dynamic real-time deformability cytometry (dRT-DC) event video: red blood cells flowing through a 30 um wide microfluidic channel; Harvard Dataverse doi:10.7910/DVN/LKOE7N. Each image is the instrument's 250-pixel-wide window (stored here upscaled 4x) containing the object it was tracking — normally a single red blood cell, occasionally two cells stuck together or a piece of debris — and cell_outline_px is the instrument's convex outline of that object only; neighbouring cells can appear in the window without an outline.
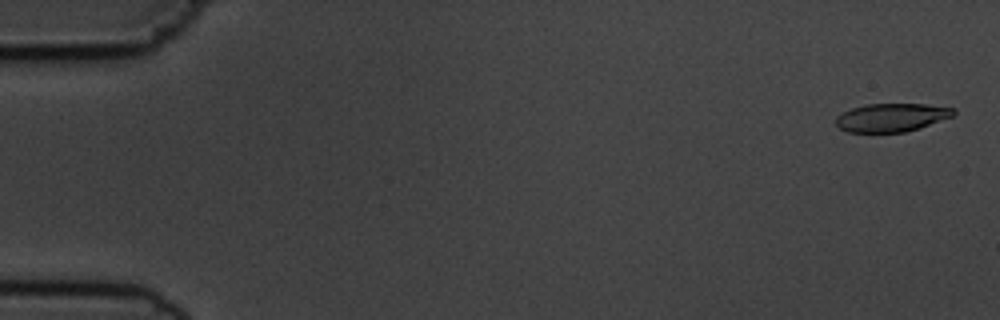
{"species": "common noctule bat (a hibernating species)", "species_latin": "Nyctalus noctula", "temperature_condition": "cold", "stored_images_in_passage": 53, "camera_frame_rate_fps": 3000, "um_per_image_px": 0.085, "animal": {"sex": "male", "body_mass_g": 19.5, "forearm_length_mm": 54.6}, "frame": {"image": 1, "passage_image": 2, "time_ms": 0.333, "image_size_px": [1000, 320], "cell_outline_px": [[956, 112], [952, 116], [920, 128], [904, 132], [848, 132], [840, 128], [836, 124], [836, 116], [852, 108], [864, 104], [924, 104], [956, 108]], "centroid_in_image_um": [75.79, 9.98], "position_along_channel_um": 9.2, "area_um2": 19.36}}
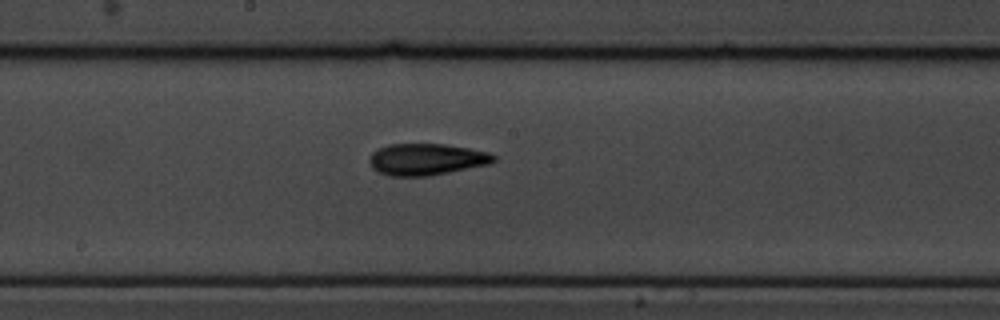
{"frame": {"image": 2, "passage_image": 30, "time_ms": 9.667, "image_size_px": [1000, 320], "cell_outline_px": [[496, 160], [492, 164], [428, 176], [392, 176], [380, 172], [372, 168], [368, 160], [372, 152], [388, 144], [444, 144], [468, 148], [488, 152], [496, 156]], "centroid_in_image_um": [36.27, 13.54], "position_along_channel_um": 211.9, "area_um2": 22.95}}
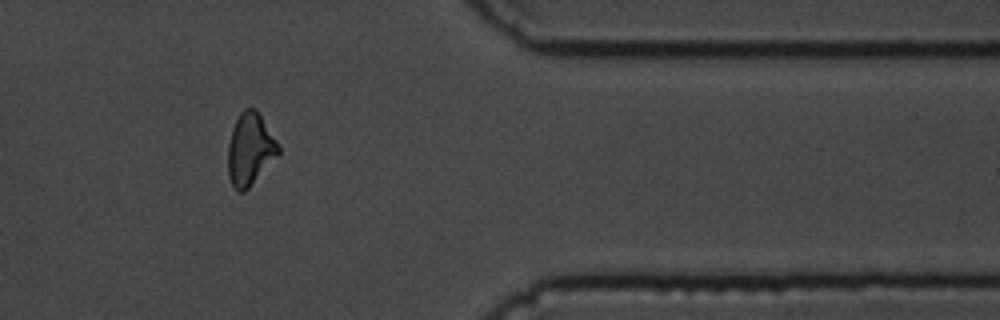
{"frame": {"image": 3, "passage_image": 46, "time_ms": 15.0, "image_size_px": [1000, 320], "cell_outline_px": [[280, 152], [248, 188], [244, 192], [236, 192], [228, 176], [228, 144], [232, 128], [240, 112], [244, 108], [256, 108], [276, 140], [280, 148]], "centroid_in_image_um": [21.23, 12.68], "position_along_channel_um": 390.2, "area_um2": 21.04}}